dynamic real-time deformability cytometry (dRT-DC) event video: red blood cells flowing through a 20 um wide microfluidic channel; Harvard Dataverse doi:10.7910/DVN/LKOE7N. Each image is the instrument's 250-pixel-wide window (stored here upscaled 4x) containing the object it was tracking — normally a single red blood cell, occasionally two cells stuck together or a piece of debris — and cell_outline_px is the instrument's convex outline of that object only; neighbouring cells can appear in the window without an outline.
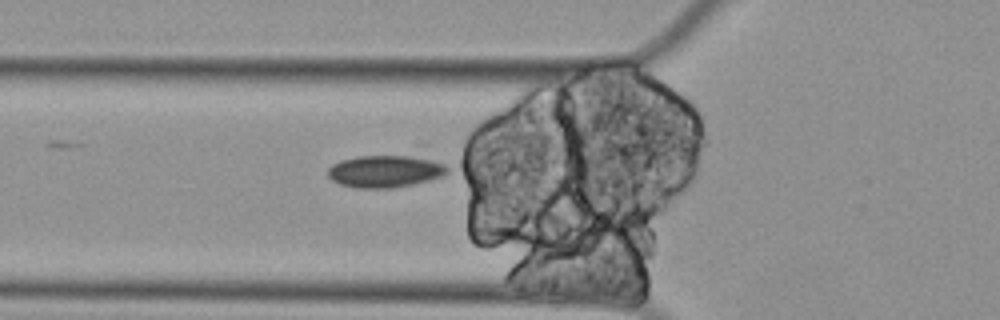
{"species": "Egyptian fruit bat (a non-hibernating species)", "species_latin": "Rousettus aegyptiacus", "temperature_condition": "cold", "stored_images_in_passage": 28, "camera_frame_rate_fps": 3000, "um_per_image_px": 0.085, "animal": {"sex": "female"}, "frame": {"image": 1, "passage_image": 19, "time_ms": 6.0, "image_size_px": [1000, 320], "cell_outline_px": [[448, 172], [444, 176], [412, 184], [392, 188], [356, 188], [340, 184], [332, 180], [328, 176], [328, 168], [332, 164], [340, 160], [356, 156], [408, 156], [432, 160], [444, 164], [448, 168]], "centroid_in_image_um": [32.7, 14.56], "position_along_channel_um": 93.1, "area_um2": 22.31}}
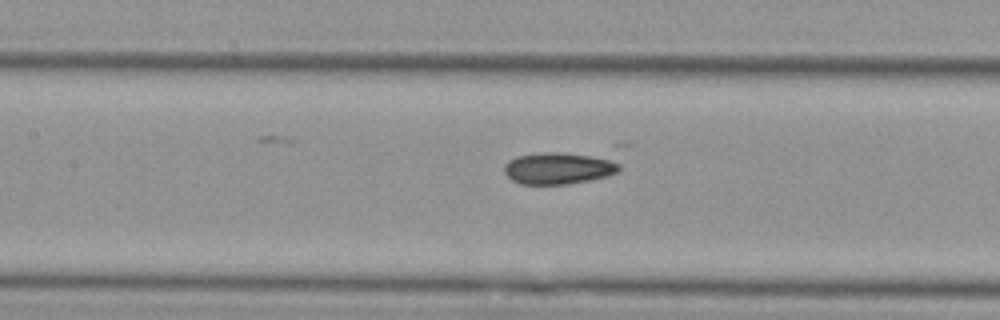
{"frame": {"image": 2, "passage_image": 25, "time_ms": 8.0, "image_size_px": [1000, 320], "cell_outline_px": [[632, 144], [620, 172], [608, 176], [568, 184], [520, 184], [512, 180], [504, 172], [504, 164], [508, 160], [516, 156], [628, 140]], "centroid_in_image_um": [48.34, 13.97], "position_along_channel_um": 159.1, "area_um2": 27.63}}
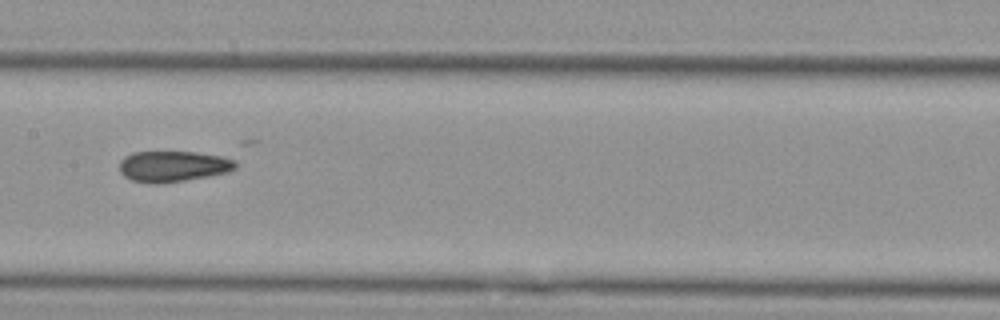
{"frame": {"image": 3, "passage_image": 28, "time_ms": 9.0, "image_size_px": [1000, 320], "cell_outline_px": [[236, 168], [228, 172], [208, 176], [160, 184], [152, 184], [132, 180], [124, 176], [120, 172], [120, 160], [124, 156], [132, 152], [196, 152], [220, 156], [236, 160]], "centroid_in_image_um": [14.69, 14.14], "position_along_channel_um": 192.7, "area_um2": 20.92}}